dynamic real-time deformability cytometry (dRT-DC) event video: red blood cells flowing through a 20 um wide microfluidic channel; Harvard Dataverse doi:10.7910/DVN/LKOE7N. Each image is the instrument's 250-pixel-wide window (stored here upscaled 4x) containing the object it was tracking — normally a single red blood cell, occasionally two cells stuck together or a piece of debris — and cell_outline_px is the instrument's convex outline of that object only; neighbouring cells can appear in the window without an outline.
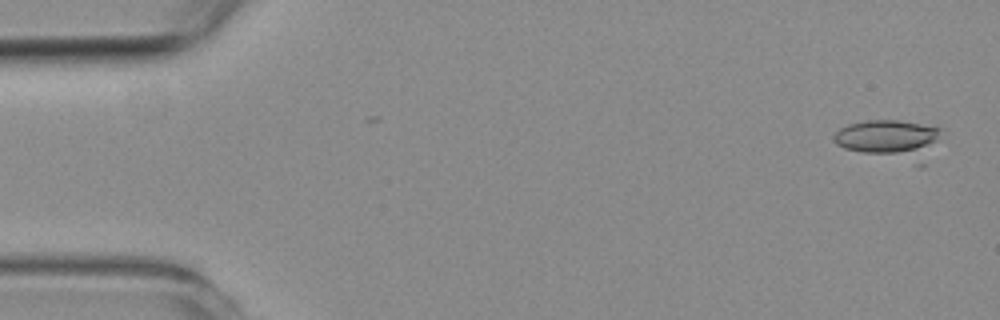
{"species": "common noctule bat (a hibernating species)", "species_latin": "Nyctalus noctula", "temperature_condition": "room temperature", "stored_images_in_passage": 4, "camera_frame_rate_fps": 3000, "um_per_image_px": 0.085, "animal": {"sex": "female", "body_mass_g": 19.3, "forearm_length_mm": 54.1}, "frame": {"image": 1, "passage_image": 3, "time_ms": 0.667, "image_size_px": [1000, 320], "cell_outline_px": [[940, 128], [936, 140], [916, 152], [864, 152], [844, 148], [836, 144], [832, 140], [832, 136], [840, 128], [848, 124], [868, 120], [900, 120]], "centroid_in_image_um": [75.26, 11.58], "position_along_channel_um": 9.7, "area_um2": 20.17}}